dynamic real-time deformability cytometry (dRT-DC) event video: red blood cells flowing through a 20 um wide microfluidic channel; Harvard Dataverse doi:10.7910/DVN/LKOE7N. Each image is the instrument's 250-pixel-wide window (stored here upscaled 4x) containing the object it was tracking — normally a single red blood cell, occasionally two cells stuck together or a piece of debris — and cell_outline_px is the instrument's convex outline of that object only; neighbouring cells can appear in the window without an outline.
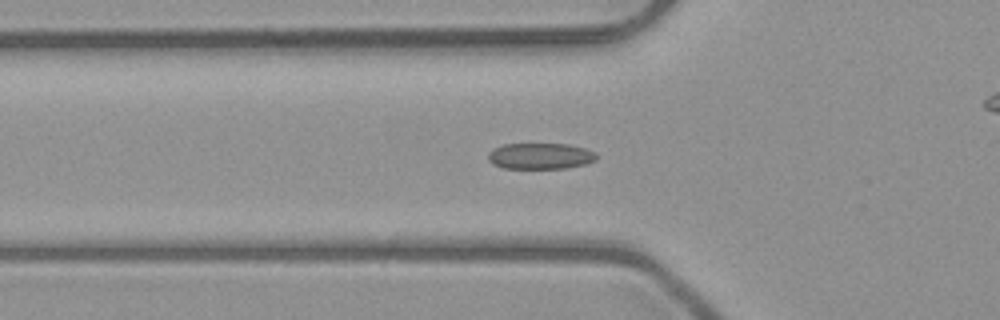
{"species": "common noctule bat (a hibernating species)", "species_latin": "Nyctalus noctula", "temperature_condition": "room temperature", "stored_images_in_passage": 44, "camera_frame_rate_fps": 3000, "um_per_image_px": 0.085, "animal": {"sex": "male", "body_mass_g": 23.1, "forearm_length_mm": 52.7}, "frame": {"image": 1, "passage_image": 9, "time_ms": 2.667, "image_size_px": [1000, 320], "cell_outline_px": [[596, 160], [584, 164], [564, 168], [504, 168], [492, 164], [488, 160], [488, 152], [492, 148], [504, 144], [568, 144], [584, 148], [596, 152]], "centroid_in_image_um": [45.89, 13.26], "position_along_channel_um": 79.9, "area_um2": 16.47}}
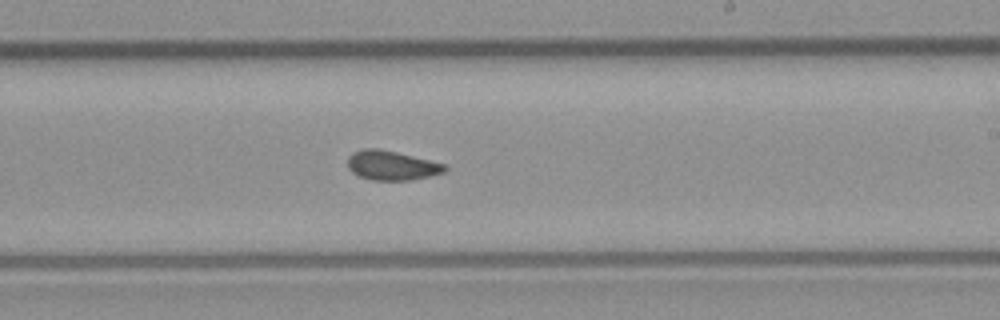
{"frame": {"image": 2, "passage_image": 22, "time_ms": 7.0, "image_size_px": [1000, 320], "cell_outline_px": [[448, 168], [444, 172], [412, 180], [372, 180], [360, 176], [352, 172], [348, 168], [348, 156], [352, 152], [364, 148], [380, 148], [444, 164]], "centroid_in_image_um": [33.25, 14.05], "position_along_channel_um": 255.7, "area_um2": 16.53}}
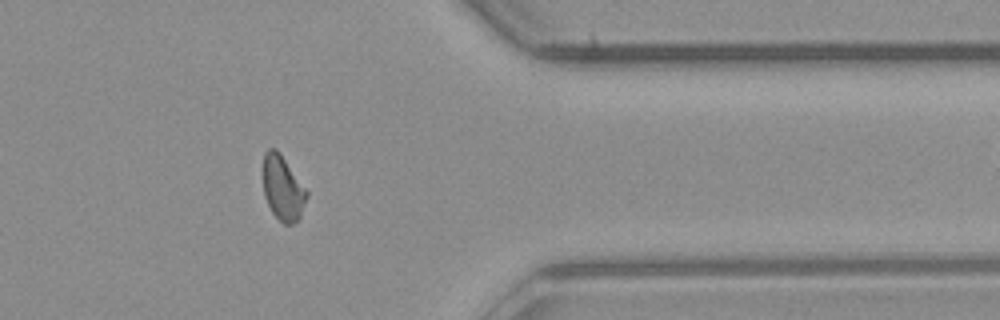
{"frame": {"image": 3, "passage_image": 33, "time_ms": 10.667, "image_size_px": [1000, 320], "cell_outline_px": [[308, 196], [300, 220], [292, 224], [284, 224], [272, 212], [264, 196], [264, 152], [268, 148], [276, 148], [280, 152], [308, 192]], "centroid_in_image_um": [24.06, 16.0], "position_along_channel_um": 387.3, "area_um2": 16.47}, "authors_computed_cell_mechanics": {"area_um2": 16.5308, "velocity_mm_per_s": 4.0351, "shape_relaxation_time_tau1_ms": null, "shape_relaxation_time_tau2_ms": 1.6711, "deformation_change_tau1": null, "deformation_change_tau2": 0.072}}